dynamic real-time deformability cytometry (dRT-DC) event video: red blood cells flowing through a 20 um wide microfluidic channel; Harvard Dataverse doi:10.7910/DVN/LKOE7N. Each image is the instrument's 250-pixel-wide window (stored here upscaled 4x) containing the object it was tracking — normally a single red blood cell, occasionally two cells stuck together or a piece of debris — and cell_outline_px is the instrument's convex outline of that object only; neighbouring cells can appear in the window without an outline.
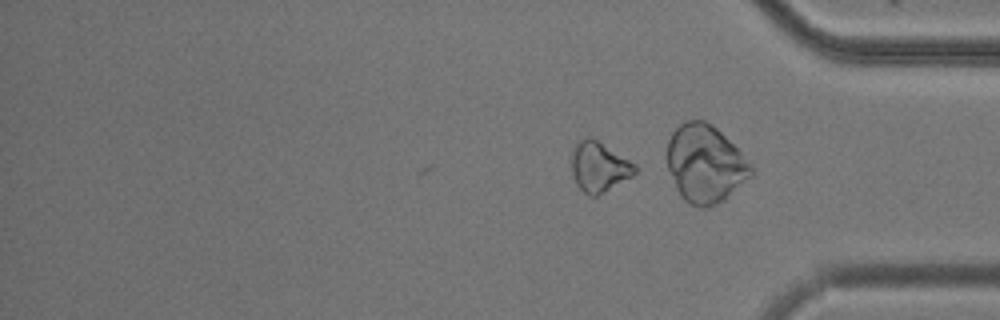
{"species": "common noctule bat (a hibernating species)", "species_latin": "Nyctalus noctula", "temperature_condition": "cold", "stored_images_in_passage": 41, "camera_frame_rate_fps": 3000, "um_per_image_px": 0.085, "animal": {"sex": "male", "body_mass_g": 20.5, "forearm_length_mm": 52.5}, "frame": {"image": 1, "passage_image": 41, "time_ms": 13.333, "image_size_px": [1000, 320], "cell_outline_px": [[636, 172], [632, 176], [604, 192], [596, 196], [588, 196], [576, 184], [572, 176], [572, 152], [576, 144], [584, 136], [588, 136], [596, 140], [636, 164]], "centroid_in_image_um": [50.9, 14.19], "position_along_channel_um": 384.3, "area_um2": 18.26}, "authors_computed_cell_mechanics": {"area_um2": 18.5538, "velocity_mm_per_s": 3.7585, "shape_relaxation_time_tau1_ms": 5.7133, "shape_relaxation_time_tau2_ms": null, "deformation_change_tau1": 0.1159, "deformation_change_tau2": null}}